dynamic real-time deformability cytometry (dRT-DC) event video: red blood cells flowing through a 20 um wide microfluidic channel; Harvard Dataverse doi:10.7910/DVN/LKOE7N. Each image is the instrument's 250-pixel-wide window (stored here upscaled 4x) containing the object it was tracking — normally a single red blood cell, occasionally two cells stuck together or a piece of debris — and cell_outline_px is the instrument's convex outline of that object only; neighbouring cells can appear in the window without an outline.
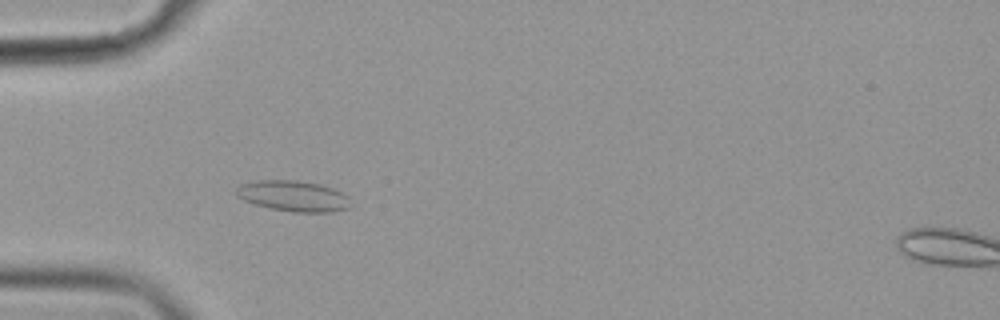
{"species": "common noctule bat (a hibernating species)", "species_latin": "Nyctalus noctula", "temperature_condition": "cold", "stored_images_in_passage": 45, "camera_frame_rate_fps": 3000, "um_per_image_px": 0.085, "animal": {"sex": "female", "body_mass_g": 19.9}, "frame": {"image": 1, "passage_image": 6, "time_ms": 1.667, "image_size_px": [1000, 320], "cell_outline_px": [[348, 208], [332, 212], [292, 212], [268, 208], [244, 200], [236, 196], [236, 188], [240, 184], [256, 180], [296, 180], [320, 184], [332, 188], [348, 196]], "centroid_in_image_um": [24.89, 16.66], "position_along_channel_um": 60.1, "area_um2": 20.46}}
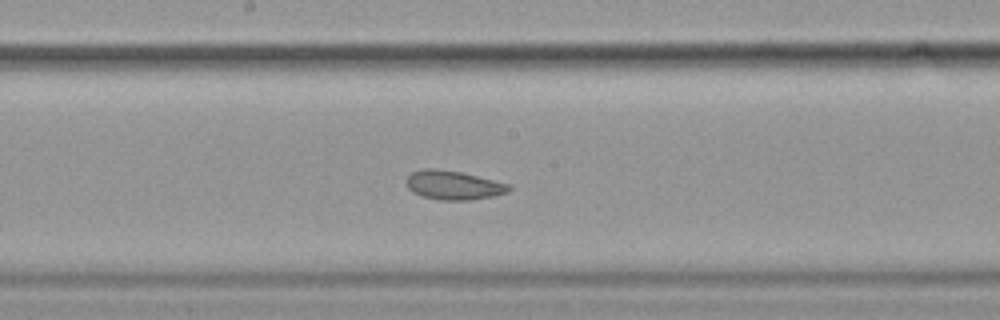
{"frame": {"image": 2, "passage_image": 19, "time_ms": 6.0, "image_size_px": [1000, 320], "cell_outline_px": [[512, 188], [508, 192], [496, 196], [472, 200], [440, 200], [420, 196], [412, 192], [408, 188], [408, 176], [412, 172], [424, 168], [436, 168], [460, 172], [508, 184]], "centroid_in_image_um": [38.54, 15.75], "position_along_channel_um": 209.7, "area_um2": 17.28}}
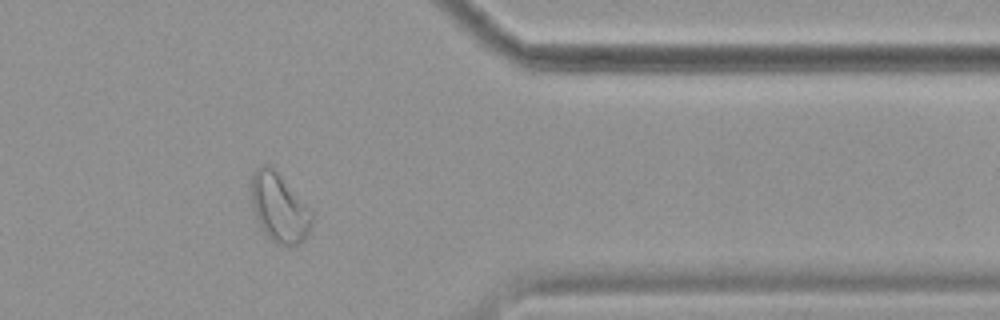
{"frame": {"image": 3, "passage_image": 35, "time_ms": 11.333, "image_size_px": [1000, 320], "cell_outline_px": [[312, 220], [308, 232], [304, 240], [296, 244], [276, 244], [264, 232], [256, 220], [252, 208], [248, 180], [256, 168], [264, 164], [272, 164], [312, 208]], "centroid_in_image_um": [23.7, 17.56], "position_along_channel_um": 387.7, "area_um2": 25.2}, "authors_computed_cell_mechanics": {"area_um2": 18.8428, "velocity_mm_per_s": 3.5703, "shape_relaxation_time_tau1_ms": 9.9158, "shape_relaxation_time_tau2_ms": 6.0044, "deformation_change_tau1": 0.134, "deformation_change_tau2": 0.1069}}